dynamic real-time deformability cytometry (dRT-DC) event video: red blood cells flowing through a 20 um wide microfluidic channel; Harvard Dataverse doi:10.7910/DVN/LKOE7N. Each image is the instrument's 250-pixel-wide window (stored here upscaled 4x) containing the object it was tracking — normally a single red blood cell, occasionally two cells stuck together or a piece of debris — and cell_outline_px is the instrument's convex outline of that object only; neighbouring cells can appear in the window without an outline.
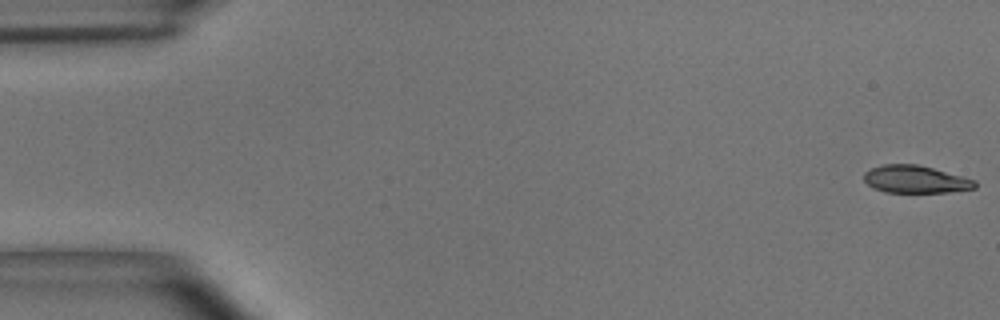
{"species": "common noctule bat (a hibernating species)", "species_latin": "Nyctalus noctula", "temperature_condition": "room temperature", "stored_images_in_passage": 55, "camera_frame_rate_fps": 3000, "um_per_image_px": 0.085, "animal": {"sex": "male", "body_mass_g": 15.6}, "frame": {"image": 1, "passage_image": 1, "time_ms": 0.0, "image_size_px": [1000, 320], "cell_outline_px": [[976, 188], [948, 192], [884, 192], [872, 188], [864, 180], [864, 172], [872, 168], [884, 164], [916, 164], [932, 168], [976, 180]], "centroid_in_image_um": [77.79, 15.24], "position_along_channel_um": 7.2, "area_um2": 17.69}}
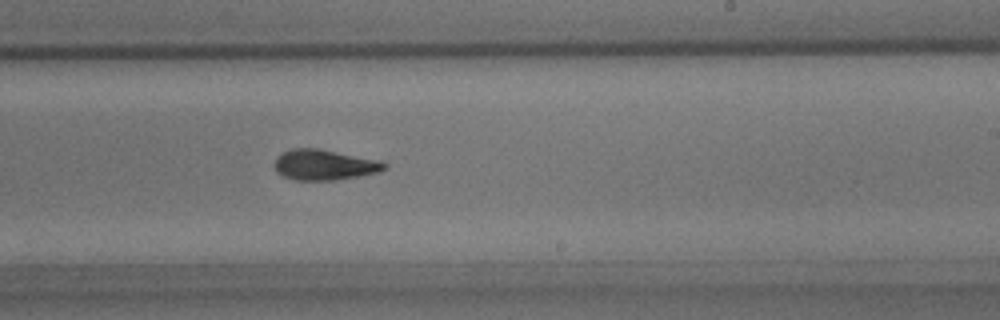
{"frame": {"image": 2, "passage_image": 33, "time_ms": 10.667, "image_size_px": [1000, 320], "cell_outline_px": [[388, 168], [380, 172], [360, 176], [336, 180], [292, 180], [276, 172], [272, 164], [276, 156], [280, 152], [292, 148], [316, 148], [380, 160], [388, 164]], "centroid_in_image_um": [27.54, 14.01], "position_along_channel_um": 261.5, "area_um2": 19.94}}
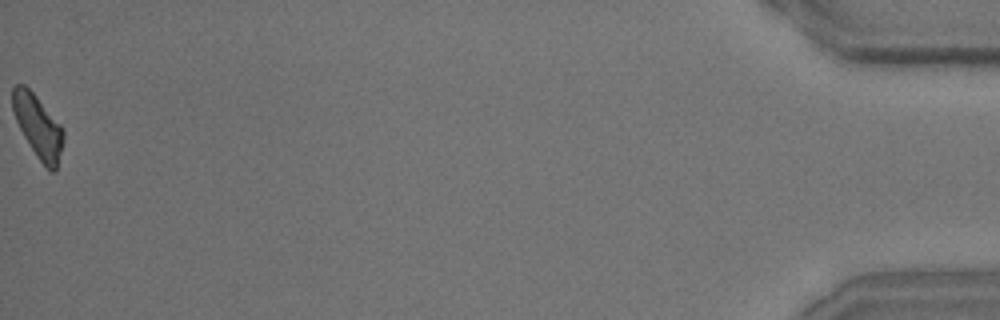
{"frame": {"image": 3, "passage_image": 55, "time_ms": 18.0, "image_size_px": [1000, 320], "cell_outline_px": [[64, 140], [56, 172], [52, 172], [36, 156], [24, 136], [16, 120], [12, 108], [12, 88], [16, 84], [24, 84], [36, 96], [64, 128]], "centroid_in_image_um": [3.25, 10.74], "position_along_channel_um": 432.0, "area_um2": 18.5}, "authors_computed_cell_mechanics": {"area_um2": 19.3052, "velocity_mm_per_s": 3.6589, "shape_relaxation_time_tau1_ms": 3.9623, "shape_relaxation_time_tau2_ms": 3.959, "deformation_change_tau1": 0.1539, "deformation_change_tau2": 0.1182}}